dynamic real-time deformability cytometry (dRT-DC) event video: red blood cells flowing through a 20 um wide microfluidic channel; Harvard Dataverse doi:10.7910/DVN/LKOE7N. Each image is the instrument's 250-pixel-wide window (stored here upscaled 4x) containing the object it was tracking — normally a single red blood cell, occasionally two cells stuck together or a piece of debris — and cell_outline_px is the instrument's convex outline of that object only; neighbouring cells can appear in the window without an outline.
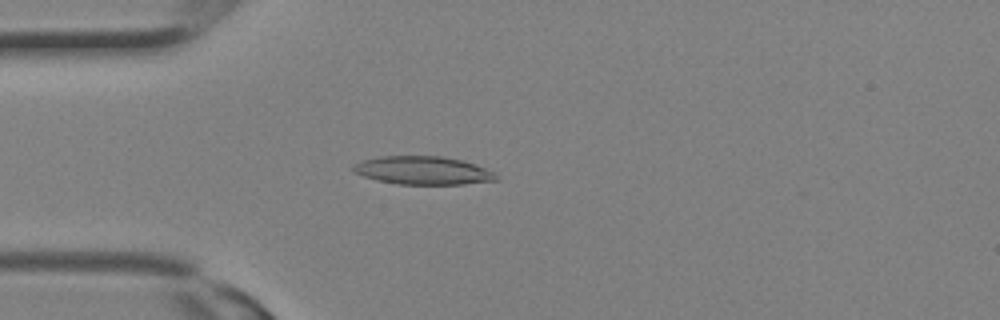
{"species": "Egyptian fruit bat (a non-hibernating species)", "species_latin": "Rousettus aegyptiacus", "temperature_condition": "room temperature", "stored_images_in_passage": 16, "camera_frame_rate_fps": 3000, "um_per_image_px": 0.085, "animal": {"sex": "female"}, "frame": {"image": 1, "passage_image": 8, "time_ms": 2.333, "image_size_px": [1000, 320], "cell_outline_px": [[500, 176], [496, 180], [464, 184], [396, 184], [364, 176], [352, 172], [352, 168], [356, 164], [364, 160], [380, 156], [444, 156], [464, 160], [476, 164]], "centroid_in_image_um": [35.98, 14.48], "position_along_channel_um": 49.0, "area_um2": 23.41}}
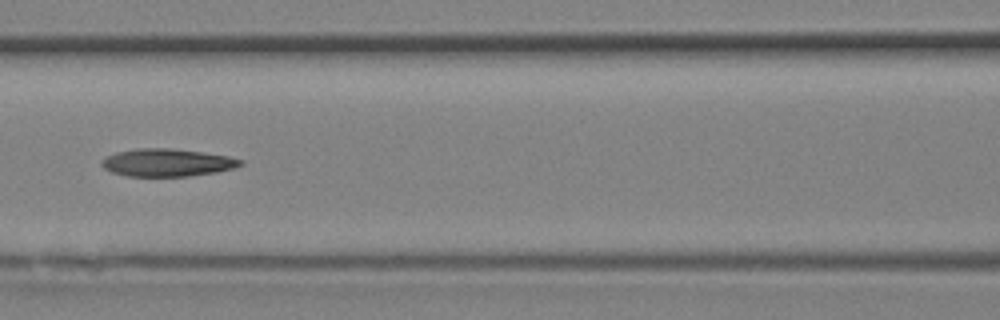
{"frame": {"image": 2, "passage_image": 13, "time_ms": 4.0, "image_size_px": [1000, 320], "cell_outline_px": [[244, 164], [232, 168], [216, 172], [188, 176], [128, 176], [112, 172], [104, 168], [100, 164], [100, 160], [116, 152], [136, 148], [172, 148], [228, 156], [244, 160]], "centroid_in_image_um": [14.19, 13.81], "position_along_channel_um": 152.4, "area_um2": 22.31}}
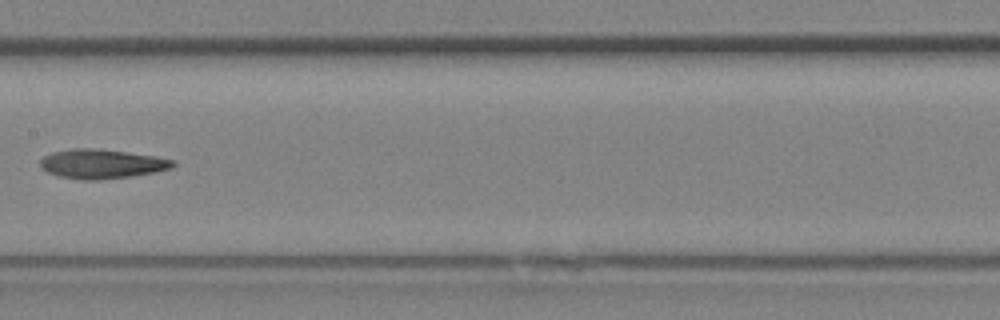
{"frame": {"image": 3, "passage_image": 15, "time_ms": 4.667, "image_size_px": [1000, 320], "cell_outline_px": [[176, 164], [172, 168], [156, 172], [132, 176], [100, 180], [84, 180], [60, 176], [48, 172], [40, 168], [40, 160], [44, 156], [52, 152], [72, 148], [96, 148], [128, 152], [156, 156], [176, 160]], "centroid_in_image_um": [8.68, 13.92], "position_along_channel_um": 198.7, "area_um2": 22.89}}